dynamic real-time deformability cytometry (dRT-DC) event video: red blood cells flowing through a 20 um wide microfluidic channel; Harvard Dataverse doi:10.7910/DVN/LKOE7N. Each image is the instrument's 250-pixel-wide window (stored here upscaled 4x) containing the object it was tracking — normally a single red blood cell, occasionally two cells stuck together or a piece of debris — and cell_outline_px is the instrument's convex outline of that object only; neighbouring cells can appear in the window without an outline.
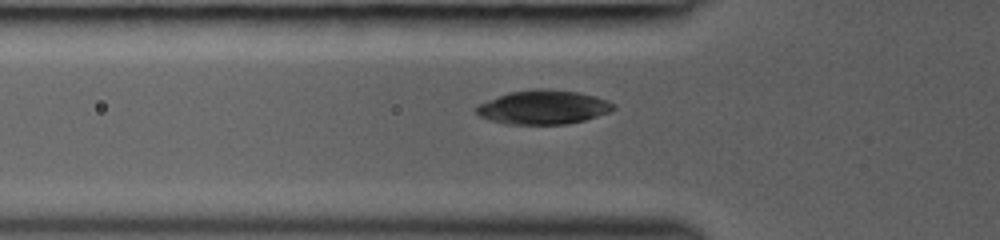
{"species": "common noctule bat (a hibernating species)", "species_latin": "Nyctalus noctula", "temperature_condition": "room temperature", "stored_images_in_passage": 31, "camera_frame_rate_fps": 3000, "um_per_image_px": 0.085, "animal": {"sex": "female", "body_mass_g": 19.0, "forearm_length_mm": 53.3}, "frame": {"image": 1, "passage_image": 5, "time_ms": 1.333, "image_size_px": [1000, 240], "cell_outline_px": [[616, 108], [608, 112], [584, 120], [568, 124], [508, 124], [488, 120], [480, 116], [472, 108], [488, 100], [512, 92], [548, 88], [580, 92], [596, 96], [608, 100], [616, 104]], "centroid_in_image_um": [46.21, 9.12], "position_along_channel_um": 79.6, "area_um2": 27.11}}
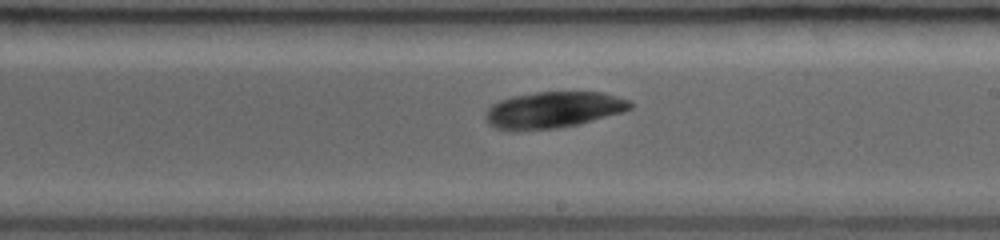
{"frame": {"image": 2, "passage_image": 16, "time_ms": 5.0, "image_size_px": [1000, 240], "cell_outline_px": [[636, 104], [632, 108], [620, 112], [580, 124], [556, 128], [520, 132], [512, 132], [496, 128], [488, 124], [484, 120], [484, 112], [492, 104], [500, 100], [512, 96], [536, 92], [604, 92], [628, 100]], "centroid_in_image_um": [46.96, 9.36], "position_along_channel_um": 242.0, "area_um2": 31.15}}
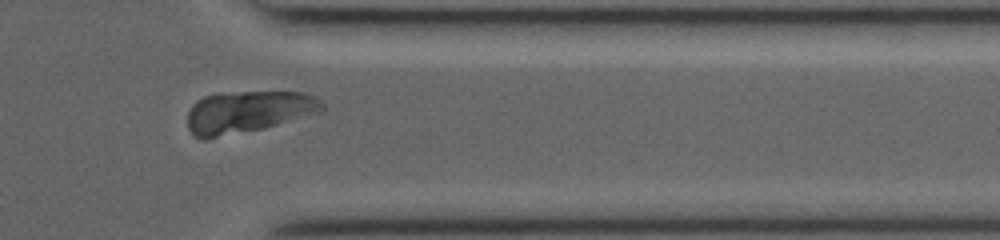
{"frame": {"image": 3, "passage_image": 26, "time_ms": 8.333, "image_size_px": [1000, 240], "cell_outline_px": [[328, 108], [324, 112], [264, 128], [204, 140], [196, 136], [188, 128], [188, 112], [192, 104], [196, 100], [204, 96], [220, 92], [304, 92], [316, 96]], "centroid_in_image_um": [21.13, 9.5], "position_along_channel_um": 390.3, "area_um2": 33.47}}